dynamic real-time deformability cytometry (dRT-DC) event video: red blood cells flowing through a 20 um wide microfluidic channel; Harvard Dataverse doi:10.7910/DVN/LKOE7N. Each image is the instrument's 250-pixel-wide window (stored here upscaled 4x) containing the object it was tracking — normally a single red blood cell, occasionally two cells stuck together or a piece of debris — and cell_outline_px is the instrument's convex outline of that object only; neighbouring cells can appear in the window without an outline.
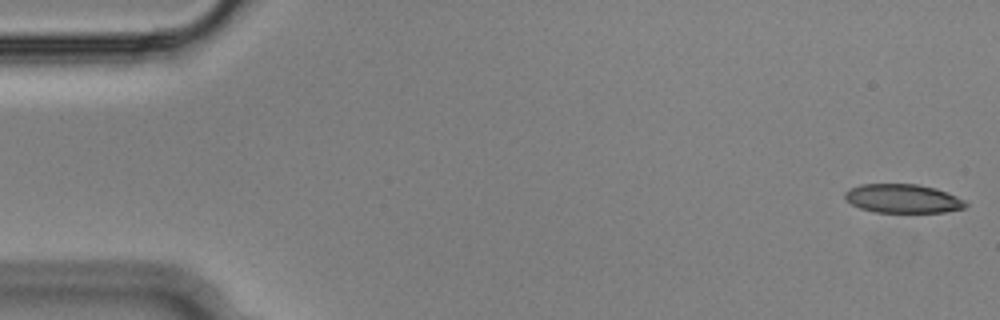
{"species": "Egyptian fruit bat (a non-hibernating species)", "species_latin": "Rousettus aegyptiacus", "temperature_condition": "cold", "stored_images_in_passage": 54, "camera_frame_rate_fps": 3000, "um_per_image_px": 0.085, "animal": {"sex": "male"}, "frame": {"image": 1, "passage_image": 1, "time_ms": 0.0, "image_size_px": [1000, 320], "cell_outline_px": [[968, 204], [964, 208], [944, 212], [872, 212], [860, 208], [852, 204], [844, 196], [844, 192], [848, 188], [860, 184], [916, 184], [936, 188], [956, 196], [964, 200]], "centroid_in_image_um": [76.72, 16.87], "position_along_channel_um": 8.3, "area_um2": 20.29}}
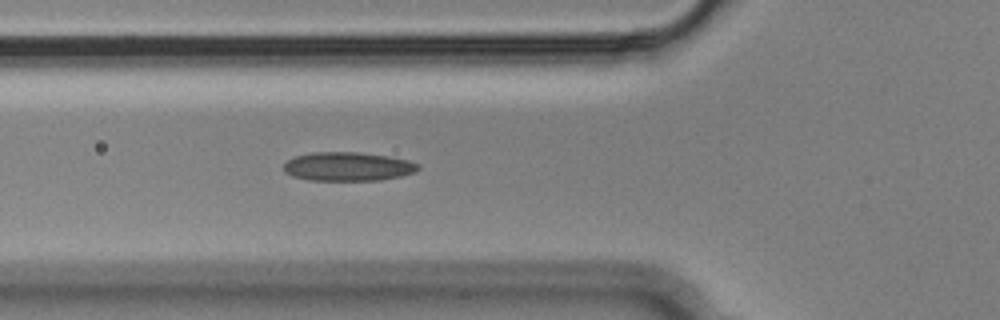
{"frame": {"image": 2, "passage_image": 19, "time_ms": 6.0, "image_size_px": [1000, 320], "cell_outline_px": [[420, 168], [416, 172], [400, 176], [380, 180], [308, 180], [292, 176], [284, 172], [284, 164], [288, 160], [296, 156], [312, 152], [360, 152], [388, 156], [408, 160], [420, 164]], "centroid_in_image_um": [29.58, 14.15], "position_along_channel_um": 96.2, "area_um2": 22.66}}
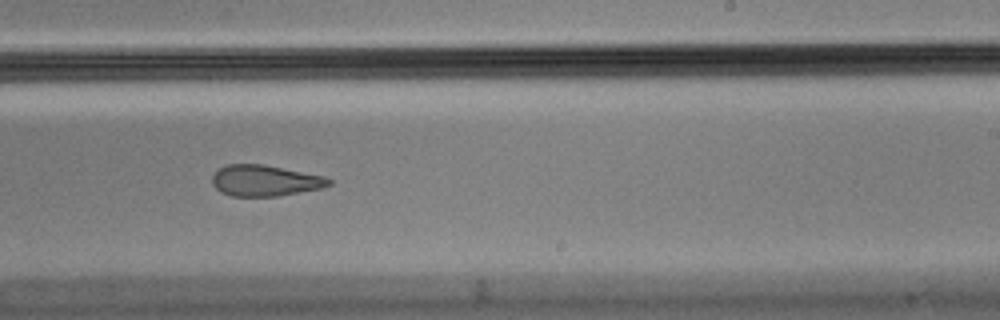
{"frame": {"image": 3, "passage_image": 33, "time_ms": 10.667, "image_size_px": [1000, 320], "cell_outline_px": [[332, 184], [324, 188], [276, 196], [232, 196], [220, 192], [212, 184], [212, 176], [220, 168], [228, 164], [264, 164], [324, 176], [332, 180]], "centroid_in_image_um": [22.54, 15.35], "position_along_channel_um": 266.5, "area_um2": 21.15}, "authors_computed_cell_mechanics": {"area_um2": 22.253, "velocity_mm_per_s": 3.6431, "shape_relaxation_time_tau1_ms": null, "shape_relaxation_time_tau2_ms": 3.5446, "deformation_change_tau1": null, "deformation_change_tau2": 0.1291}}